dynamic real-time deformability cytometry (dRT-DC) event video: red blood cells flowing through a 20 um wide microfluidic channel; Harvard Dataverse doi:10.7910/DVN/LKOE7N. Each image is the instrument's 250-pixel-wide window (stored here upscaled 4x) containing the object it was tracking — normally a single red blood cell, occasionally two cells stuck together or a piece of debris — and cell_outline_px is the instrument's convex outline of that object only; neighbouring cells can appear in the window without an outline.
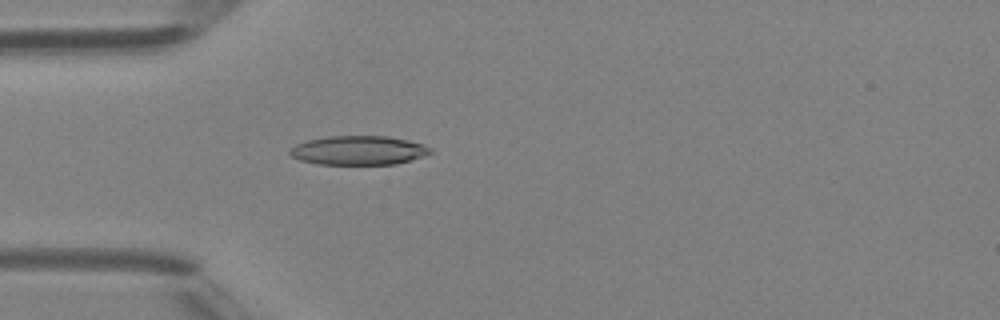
{"species": "Egyptian fruit bat (a non-hibernating species)", "species_latin": "Rousettus aegyptiacus", "temperature_condition": "room temperature", "stored_images_in_passage": 4, "camera_frame_rate_fps": 3000, "um_per_image_px": 0.085, "animal": {"sex": "female"}, "frame": {"image": 1, "passage_image": 4, "time_ms": 4.333, "image_size_px": [1000, 320], "cell_outline_px": [[432, 152], [424, 156], [396, 164], [316, 164], [300, 160], [292, 156], [288, 152], [296, 144], [304, 140], [328, 136], [388, 136], [408, 140], [432, 148]], "centroid_in_image_um": [30.45, 12.78], "position_along_channel_um": 54.5, "area_um2": 23.81}}